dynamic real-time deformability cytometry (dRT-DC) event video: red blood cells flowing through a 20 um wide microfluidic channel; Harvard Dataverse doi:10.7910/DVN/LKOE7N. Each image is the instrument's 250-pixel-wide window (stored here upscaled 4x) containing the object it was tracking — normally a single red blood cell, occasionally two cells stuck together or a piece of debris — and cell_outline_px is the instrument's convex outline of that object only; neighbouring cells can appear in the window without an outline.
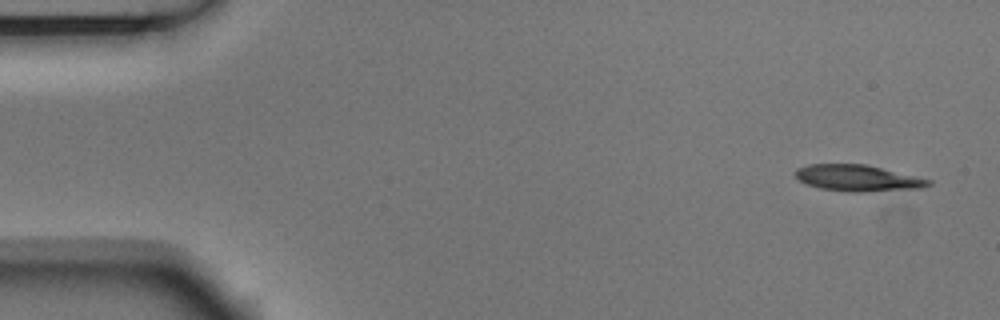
{"species": "Egyptian fruit bat (a non-hibernating species)", "species_latin": "Rousettus aegyptiacus", "temperature_condition": "room temperature", "stored_images_in_passage": 10, "camera_frame_rate_fps": 3000, "um_per_image_px": 0.085, "animal": {"sex": "male"}, "frame": {"image": 1, "passage_image": 1, "time_ms": 0.0, "image_size_px": [1000, 320], "cell_outline_px": [[932, 184], [924, 188], [860, 192], [852, 192], [820, 188], [808, 184], [800, 180], [796, 176], [796, 168], [808, 164], [864, 164], [932, 180]], "centroid_in_image_um": [72.93, 15.14], "position_along_channel_um": 12.1, "area_um2": 20.17}}
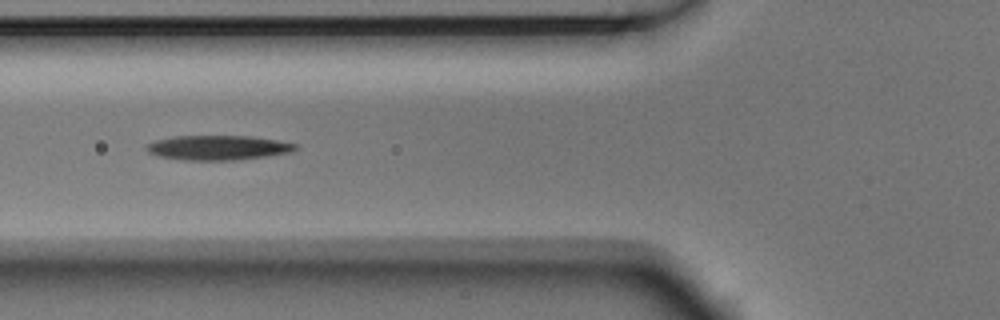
{"frame": {"image": 2, "passage_image": 6, "time_ms": 1.667, "image_size_px": [1000, 320], "cell_outline_px": [[296, 148], [288, 152], [240, 160], [184, 160], [156, 156], [148, 152], [144, 148], [148, 144], [156, 140], [176, 136], [248, 136], [276, 140], [296, 144]], "centroid_in_image_um": [18.45, 12.56], "position_along_channel_um": 107.3, "area_um2": 21.15}}
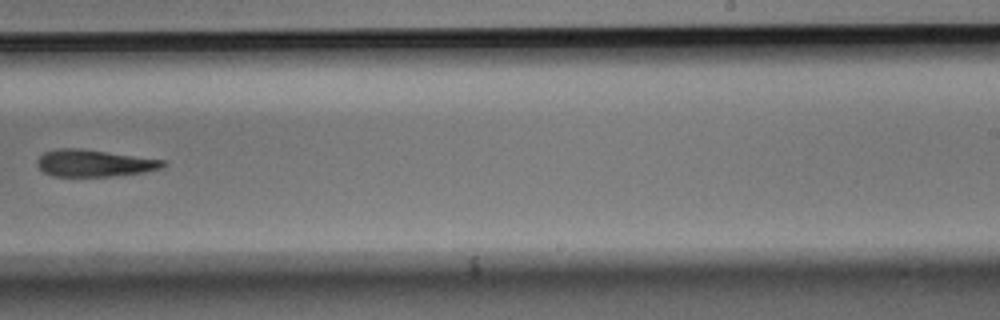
{"frame": {"image": 3, "passage_image": 10, "time_ms": 3.0, "image_size_px": [1000, 320], "cell_outline_px": [[168, 164], [164, 168], [144, 172], [112, 176], [52, 176], [44, 172], [36, 164], [36, 160], [44, 152], [60, 148], [80, 148], [164, 160]], "centroid_in_image_um": [8.02, 13.87], "position_along_channel_um": 281.0, "area_um2": 19.77}}